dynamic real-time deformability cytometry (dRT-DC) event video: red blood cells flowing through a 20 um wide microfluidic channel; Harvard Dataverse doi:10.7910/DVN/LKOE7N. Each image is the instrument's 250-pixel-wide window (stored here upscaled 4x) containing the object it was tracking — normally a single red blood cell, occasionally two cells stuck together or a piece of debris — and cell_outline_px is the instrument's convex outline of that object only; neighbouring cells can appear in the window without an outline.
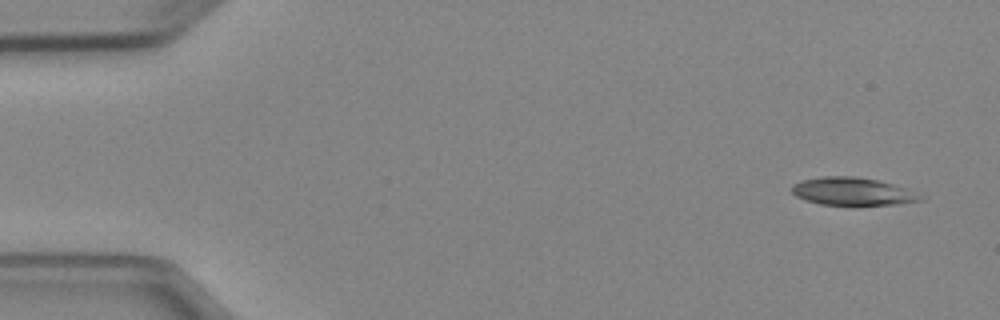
{"species": "Egyptian fruit bat (a non-hibernating species)", "species_latin": "Rousettus aegyptiacus", "temperature_condition": "cold", "stored_images_in_passage": 5, "camera_frame_rate_fps": 3000, "um_per_image_px": 0.085, "animal": {"sex": "female"}, "frame": {"image": 1, "passage_image": 1, "time_ms": 0.0, "image_size_px": [1000, 320], "cell_outline_px": [[928, 196], [924, 200], [900, 204], [820, 204], [796, 196], [792, 192], [792, 184], [800, 180], [824, 176], [856, 176], [876, 180], [908, 188]], "centroid_in_image_um": [72.55, 16.26], "position_along_channel_um": 12.5, "area_um2": 20.87}}
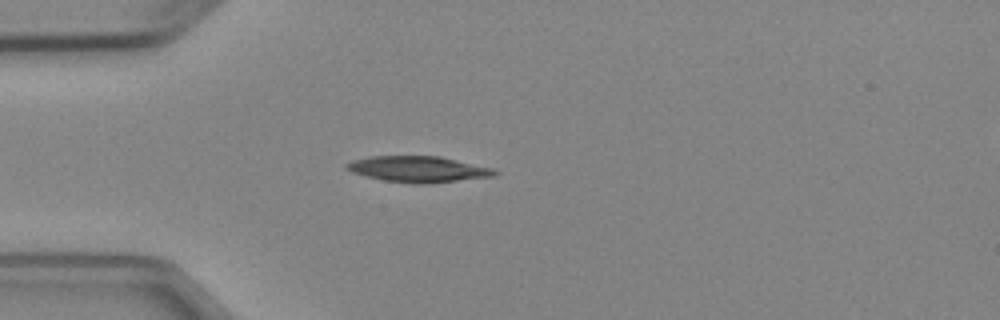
{"frame": {"image": 2, "passage_image": 4, "time_ms": 3.667, "image_size_px": [1000, 320], "cell_outline_px": [[500, 172], [496, 176], [424, 184], [412, 184], [384, 180], [364, 176], [352, 172], [344, 168], [344, 164], [352, 160], [368, 156], [440, 156], [492, 168]], "centroid_in_image_um": [35.52, 14.38], "position_along_channel_um": 49.5, "area_um2": 22.6}}